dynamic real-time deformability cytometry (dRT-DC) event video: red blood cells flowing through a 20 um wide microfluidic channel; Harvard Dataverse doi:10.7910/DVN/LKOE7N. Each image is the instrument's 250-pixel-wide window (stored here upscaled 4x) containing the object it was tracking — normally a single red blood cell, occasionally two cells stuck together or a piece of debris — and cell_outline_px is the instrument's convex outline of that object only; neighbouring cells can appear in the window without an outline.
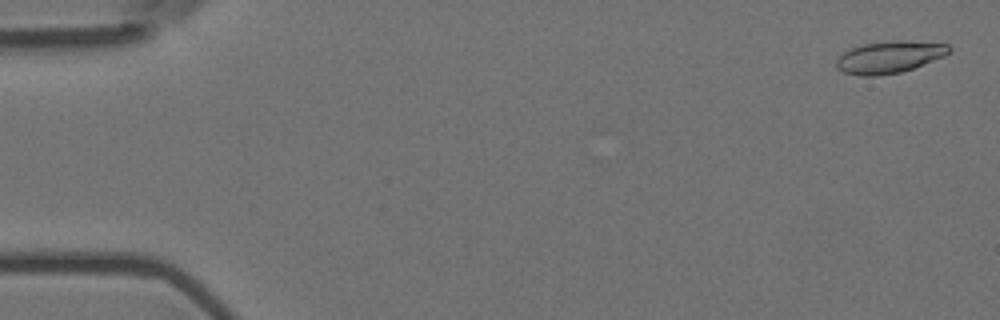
{"species": "Egyptian fruit bat (a non-hibernating species)", "species_latin": "Rousettus aegyptiacus", "temperature_condition": "room temperature", "stored_images_in_passage": 57, "camera_frame_rate_fps": 3000, "um_per_image_px": 0.085, "animal": {"sex": "female"}, "frame": {"image": 1, "passage_image": 2, "time_ms": 0.333, "image_size_px": [1000, 320], "cell_outline_px": [[952, 48], [944, 56], [912, 68], [900, 72], [876, 76], [860, 76], [844, 72], [836, 68], [836, 60], [844, 52], [852, 48], [864, 44], [896, 40], [900, 40], [948, 44]], "centroid_in_image_um": [75.58, 4.85], "position_along_channel_um": 9.4, "area_um2": 20.75}}
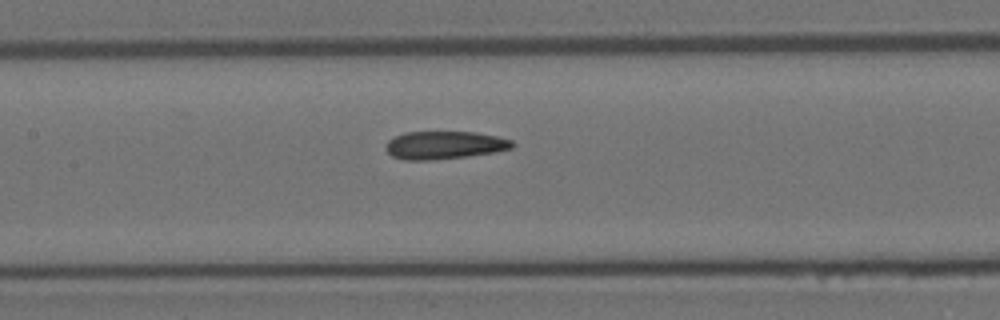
{"frame": {"image": 2, "passage_image": 27, "time_ms": 8.667, "image_size_px": [1000, 320], "cell_outline_px": [[516, 144], [512, 148], [496, 152], [468, 156], [432, 160], [404, 160], [392, 156], [384, 148], [384, 144], [388, 140], [404, 132], [476, 132], [496, 136], [512, 140]], "centroid_in_image_um": [37.77, 12.34], "position_along_channel_um": 169.6, "area_um2": 20.75}}
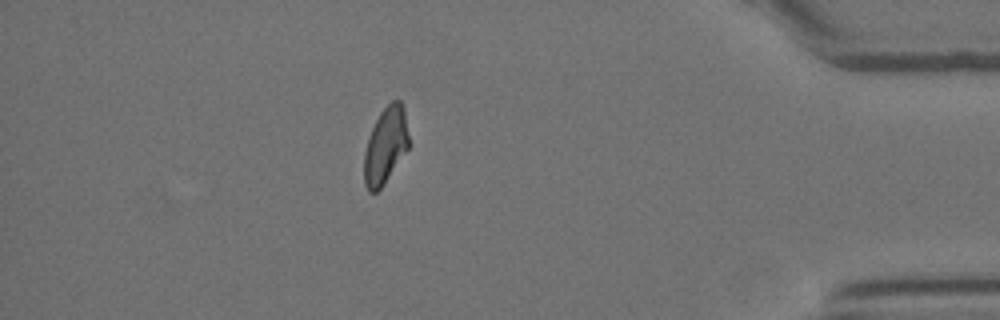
{"frame": {"image": 3, "passage_image": 50, "time_ms": 16.333, "image_size_px": [1000, 320], "cell_outline_px": [[408, 148], [380, 188], [376, 192], [368, 192], [364, 184], [364, 152], [372, 128], [380, 112], [392, 100], [400, 100], [404, 108], [408, 136]], "centroid_in_image_um": [32.75, 12.36], "position_along_channel_um": 402.5, "area_um2": 19.48}, "authors_computed_cell_mechanics": {"area_um2": 20.6924, "velocity_mm_per_s": 3.5878, "shape_relaxation_time_tau1_ms": null, "shape_relaxation_time_tau2_ms": 4.6796, "deformation_change_tau1": null, "deformation_change_tau2": 0.14}}